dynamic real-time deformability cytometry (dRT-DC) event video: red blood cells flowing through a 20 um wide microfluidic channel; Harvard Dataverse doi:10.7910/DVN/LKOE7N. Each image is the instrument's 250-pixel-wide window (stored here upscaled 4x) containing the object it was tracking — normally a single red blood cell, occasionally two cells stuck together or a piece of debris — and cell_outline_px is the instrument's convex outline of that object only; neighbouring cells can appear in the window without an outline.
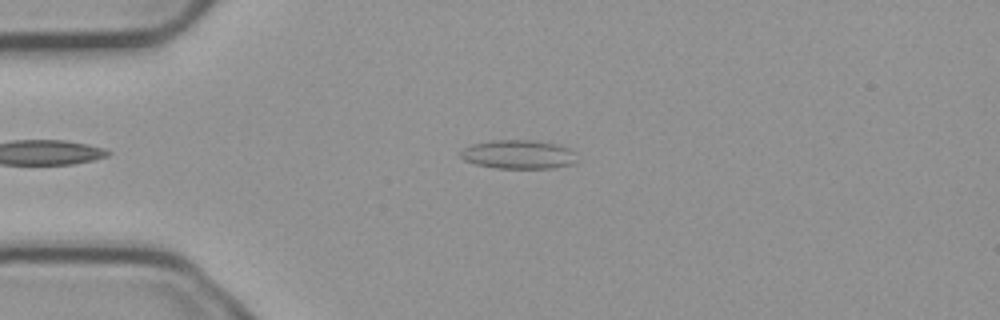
{"species": "common noctule bat (a hibernating species)", "species_latin": "Nyctalus noctula", "temperature_condition": "cold", "stored_images_in_passage": 38, "segment_of_instrument_passage": [1, 2], "camera_frame_rate_fps": 3000, "um_per_image_px": 0.085, "animal": {"sex": "male", "body_mass_g": 23.1, "forearm_length_mm": 52.7}, "frame": {"image": 1, "passage_image": 1, "time_ms": 0.0, "image_size_px": [1000, 320], "cell_outline_px": [[572, 164], [552, 168], [496, 168], [476, 164], [464, 160], [460, 156], [460, 152], [464, 148], [472, 144], [492, 140], [532, 140], [556, 144], [568, 148], [572, 152]], "centroid_in_image_um": [43.98, 13.12], "position_along_channel_um": 41.0, "area_um2": 19.19}}
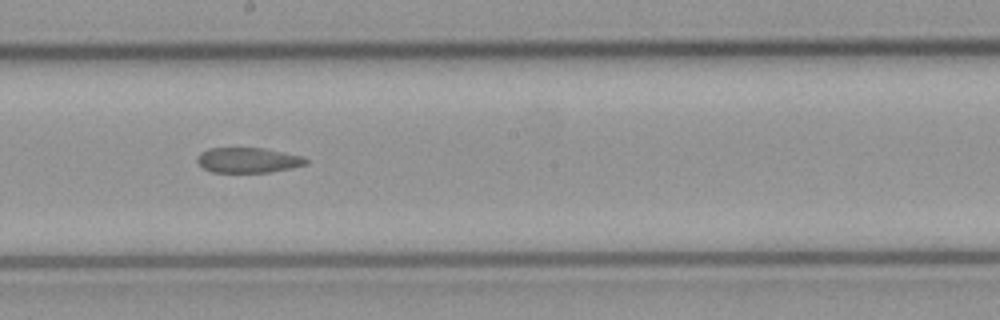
{"frame": {"image": 2, "passage_image": 18, "time_ms": 5.667, "image_size_px": [1000, 320], "cell_outline_px": [[308, 164], [268, 172], [212, 172], [204, 168], [196, 160], [200, 152], [208, 148], [264, 148], [304, 156], [308, 160]], "centroid_in_image_um": [21.09, 13.6], "position_along_channel_um": 227.1, "area_um2": 15.9}}
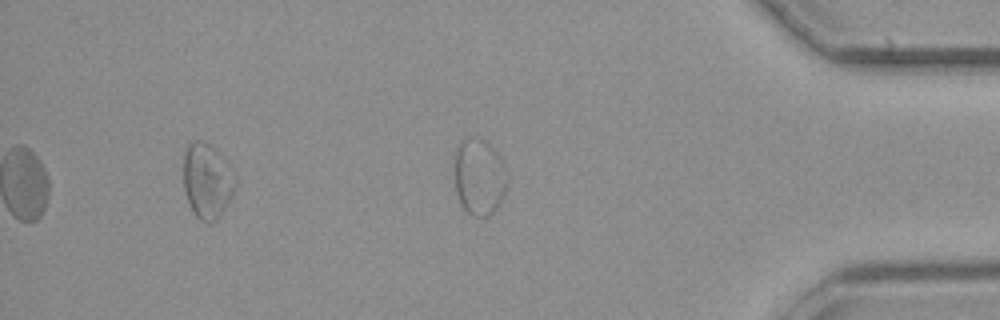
{"frame": {"image": 3, "passage_image": 34, "time_ms": 11.0, "image_size_px": [1000, 320], "cell_outline_px": [[236, 184], [232, 196], [216, 220], [208, 224], [200, 220], [196, 216], [188, 200], [184, 188], [184, 152], [188, 144], [192, 140], [204, 140], [224, 160], [236, 176]], "centroid_in_image_um": [17.6, 15.37], "position_along_channel_um": 417.6, "area_um2": 22.37}}